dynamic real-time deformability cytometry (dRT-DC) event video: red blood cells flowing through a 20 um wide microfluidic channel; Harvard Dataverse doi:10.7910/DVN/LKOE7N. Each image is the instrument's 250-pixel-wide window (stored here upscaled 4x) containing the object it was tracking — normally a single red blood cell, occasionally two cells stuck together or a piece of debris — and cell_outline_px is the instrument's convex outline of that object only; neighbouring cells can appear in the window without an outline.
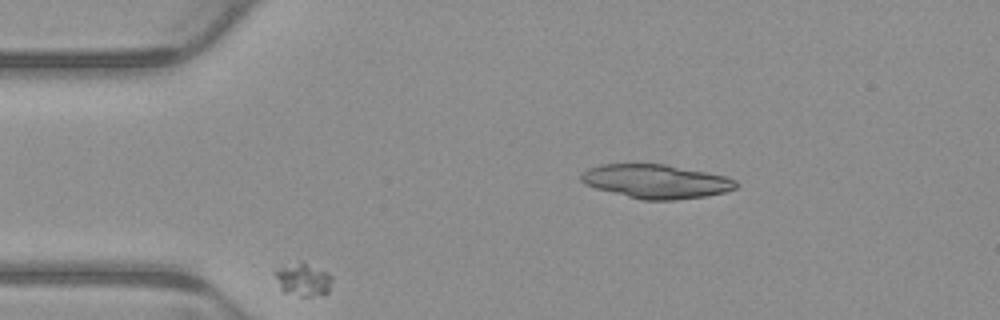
{"species": "common noctule bat (a hibernating species)", "species_latin": "Nyctalus noctula", "temperature_condition": "warm", "stored_images_in_passage": 4, "segment_of_instrument_passage": [2, 2], "camera_frame_rate_fps": 3000, "um_per_image_px": 0.085, "animal": {"sex": "male", "body_mass_g": 23.1, "forearm_length_mm": 52.7}, "frame": {"image": 1, "passage_image": 3, "time_ms": 0.667, "image_size_px": [1000, 320], "cell_outline_px": [[332, 280], [328, 292], [312, 296], [300, 296], [284, 292], [280, 288], [272, 272], [280, 268], [300, 260], [328, 272], [332, 276]], "centroid_in_image_um": [25.75, 23.75], "position_along_channel_um": 59.2, "area_um2": 10.98}}